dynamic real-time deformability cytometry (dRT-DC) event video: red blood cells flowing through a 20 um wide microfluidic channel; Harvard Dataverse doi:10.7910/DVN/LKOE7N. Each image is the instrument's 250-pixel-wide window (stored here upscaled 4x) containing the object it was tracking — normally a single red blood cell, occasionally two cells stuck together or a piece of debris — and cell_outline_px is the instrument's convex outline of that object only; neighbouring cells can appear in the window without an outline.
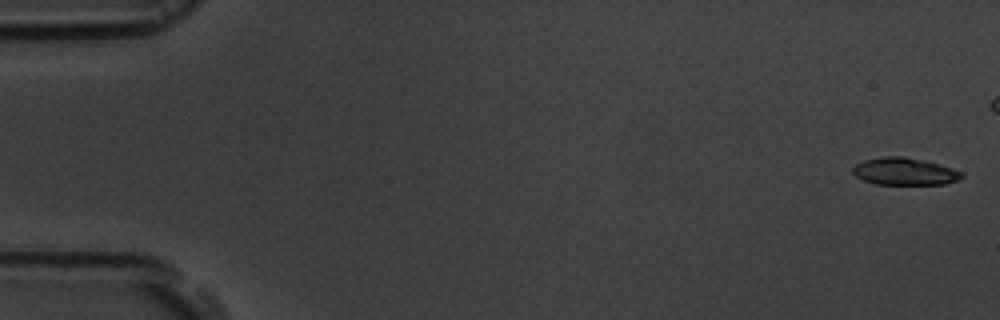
{"species": "common noctule bat (a hibernating species)", "species_latin": "Nyctalus noctula", "temperature_condition": "room temperature", "stored_images_in_passage": 5, "camera_frame_rate_fps": 3000, "um_per_image_px": 0.085, "animal": {"sex": "male", "body_mass_g": 19.5, "forearm_length_mm": 54.6}, "frame": {"image": 1, "passage_image": 1, "time_ms": 0.0, "image_size_px": [1000, 320], "cell_outline_px": [[964, 176], [960, 180], [944, 184], [876, 184], [864, 180], [856, 176], [852, 172], [852, 168], [856, 164], [864, 160], [884, 156], [904, 156], [928, 160], [952, 168], [960, 172]], "centroid_in_image_um": [76.91, 14.56], "position_along_channel_um": 8.1, "area_um2": 17.46}}